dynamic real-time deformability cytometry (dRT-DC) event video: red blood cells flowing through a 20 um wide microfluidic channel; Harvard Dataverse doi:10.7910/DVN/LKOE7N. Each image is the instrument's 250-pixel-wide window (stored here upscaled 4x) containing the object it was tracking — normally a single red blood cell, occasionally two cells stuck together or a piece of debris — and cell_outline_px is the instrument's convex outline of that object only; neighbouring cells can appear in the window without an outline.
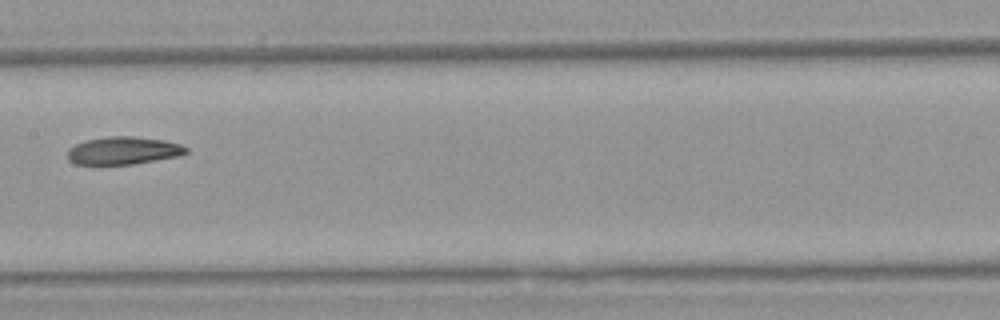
{"species": "Egyptian fruit bat (a non-hibernating species)", "species_latin": "Rousettus aegyptiacus", "temperature_condition": "warm", "stored_images_in_passage": 7, "camera_frame_rate_fps": 3000, "um_per_image_px": 0.085, "animal": {"sex": "female"}, "frame": {"image": 1, "passage_image": 7, "time_ms": 7.667, "image_size_px": [1000, 320], "cell_outline_px": [[188, 152], [180, 156], [132, 164], [100, 168], [92, 168], [76, 164], [68, 160], [68, 148], [76, 144], [88, 140], [108, 136], [132, 136], [164, 140], [180, 144], [188, 148]], "centroid_in_image_um": [10.41, 12.86], "position_along_channel_um": 197.0, "area_um2": 20.0}}